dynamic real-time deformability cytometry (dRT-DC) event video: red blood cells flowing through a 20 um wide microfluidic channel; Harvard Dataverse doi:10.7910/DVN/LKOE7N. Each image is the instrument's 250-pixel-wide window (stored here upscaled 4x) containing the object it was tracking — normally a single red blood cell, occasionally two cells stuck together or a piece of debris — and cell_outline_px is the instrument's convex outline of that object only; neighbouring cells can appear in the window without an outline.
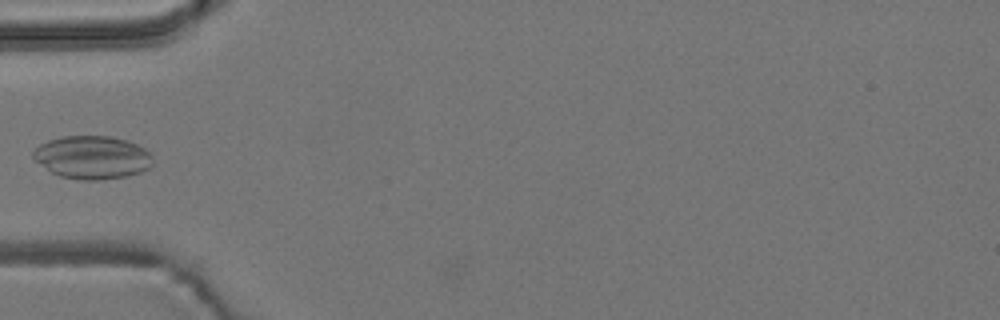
{"species": "common noctule bat (a hibernating species)", "species_latin": "Nyctalus noctula", "temperature_condition": "room temperature", "stored_images_in_passage": 38, "camera_frame_rate_fps": 3000, "um_per_image_px": 0.085, "animal": {"sex": "male", "body_mass_g": 19.2, "forearm_length_mm": 51.8}, "frame": {"image": 1, "passage_image": 2, "time_ms": 0.333, "image_size_px": [1000, 320], "cell_outline_px": [[152, 164], [148, 168], [140, 172], [124, 176], [100, 180], [80, 180], [60, 176], [52, 172], [36, 160], [32, 156], [32, 152], [40, 144], [48, 140], [60, 136], [112, 136], [128, 140], [144, 148], [152, 156]], "centroid_in_image_um": [7.84, 13.36], "position_along_channel_um": 77.2, "area_um2": 29.94}}
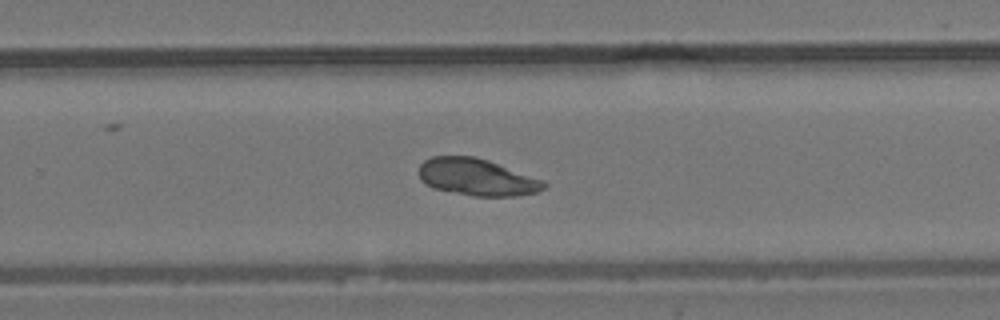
{"frame": {"image": 2, "passage_image": 19, "time_ms": 6.0, "image_size_px": [1000, 320], "cell_outline_px": [[548, 184], [544, 188], [536, 192], [516, 196], [472, 196], [432, 188], [424, 184], [420, 180], [416, 172], [420, 164], [424, 160], [432, 156], [472, 156], [488, 160], [544, 180]], "centroid_in_image_um": [40.48, 15.06], "position_along_channel_um": 289.3, "area_um2": 27.22}}
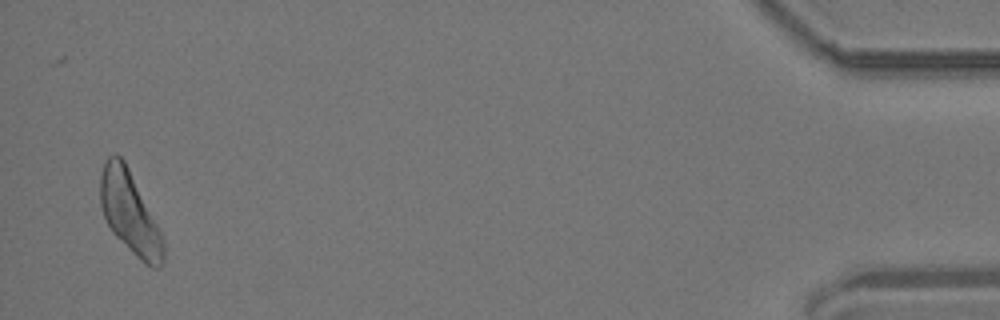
{"frame": {"image": 3, "passage_image": 37, "time_ms": 12.0, "image_size_px": [1000, 320], "cell_outline_px": [[164, 264], [160, 268], [152, 268], [144, 264], [112, 232], [104, 216], [100, 204], [100, 176], [104, 160], [108, 156], [116, 152], [124, 160], [164, 240]], "centroid_in_image_um": [11.01, 18.09], "position_along_channel_um": 424.2, "area_um2": 29.77}, "authors_computed_cell_mechanics": {"area_um2": 27.1082, "velocity_mm_per_s": 3.7338, "shape_relaxation_time_tau1_ms": 1.0878, "shape_relaxation_time_tau2_ms": null, "deformation_change_tau1": null, "deformation_change_tau2": null}}